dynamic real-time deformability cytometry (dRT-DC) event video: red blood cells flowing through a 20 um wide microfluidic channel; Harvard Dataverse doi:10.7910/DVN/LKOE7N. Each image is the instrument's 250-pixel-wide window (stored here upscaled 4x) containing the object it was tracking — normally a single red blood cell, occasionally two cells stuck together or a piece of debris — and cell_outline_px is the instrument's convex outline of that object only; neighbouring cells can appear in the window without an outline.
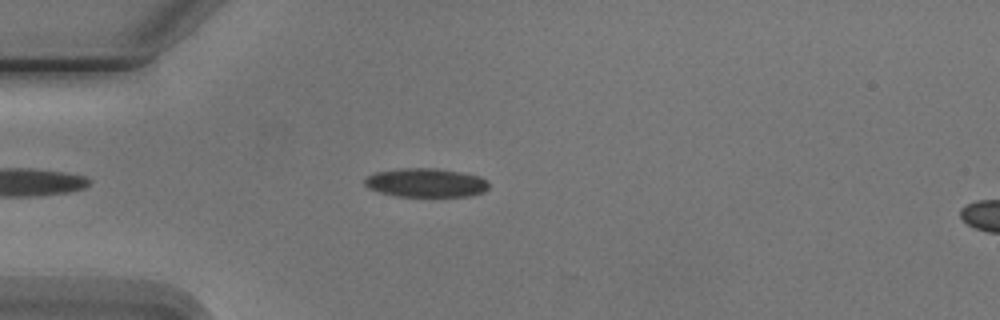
{"species": "Egyptian fruit bat (a non-hibernating species)", "species_latin": "Rousettus aegyptiacus", "temperature_condition": "cold", "stored_images_in_passage": 5, "camera_frame_rate_fps": 3000, "um_per_image_px": 0.085, "animal": {"sex": "male"}, "frame": {"image": 1, "passage_image": 3, "time_ms": 3.0, "image_size_px": [1000, 320], "cell_outline_px": [[488, 188], [484, 192], [468, 196], [400, 196], [380, 192], [368, 188], [364, 184], [364, 180], [368, 176], [376, 172], [396, 168], [440, 168], [468, 172], [480, 176], [488, 180]], "centroid_in_image_um": [36.25, 15.51], "position_along_channel_um": 48.7, "area_um2": 21.15}}